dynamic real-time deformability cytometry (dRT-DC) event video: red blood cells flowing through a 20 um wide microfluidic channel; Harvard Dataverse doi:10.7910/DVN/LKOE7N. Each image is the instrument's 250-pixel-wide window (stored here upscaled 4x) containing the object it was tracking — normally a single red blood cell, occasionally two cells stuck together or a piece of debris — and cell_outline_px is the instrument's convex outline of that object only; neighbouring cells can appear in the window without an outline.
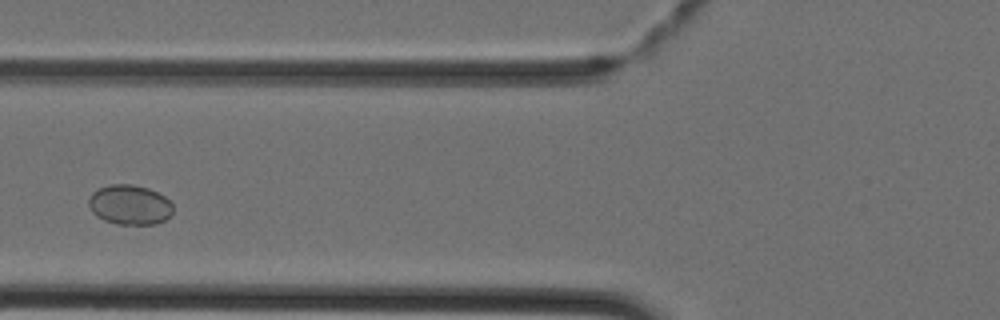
{"species": "Egyptian fruit bat (a non-hibernating species)", "species_latin": "Rousettus aegyptiacus", "temperature_condition": "cold", "stored_images_in_passage": 4, "camera_frame_rate_fps": 3000, "um_per_image_px": 0.085, "animal": {"sex": "female"}, "frame": {"image": 1, "passage_image": 4, "time_ms": 1.0, "image_size_px": [1000, 320], "cell_outline_px": [[172, 216], [156, 224], [116, 224], [104, 220], [96, 216], [92, 212], [88, 204], [88, 200], [92, 192], [100, 188], [112, 184], [132, 184], [148, 188], [164, 196], [172, 204]], "centroid_in_image_um": [11.02, 17.41], "position_along_channel_um": 114.8, "area_um2": 19.59}}